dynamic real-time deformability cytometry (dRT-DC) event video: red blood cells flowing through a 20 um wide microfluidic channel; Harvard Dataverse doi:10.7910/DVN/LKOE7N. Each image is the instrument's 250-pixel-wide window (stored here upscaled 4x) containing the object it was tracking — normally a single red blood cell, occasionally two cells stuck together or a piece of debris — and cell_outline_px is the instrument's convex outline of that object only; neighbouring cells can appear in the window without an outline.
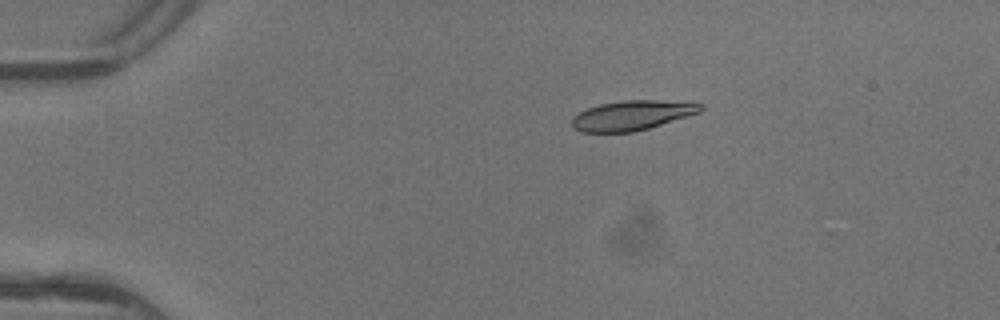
{"species": "common noctule bat (a hibernating species)", "species_latin": "Nyctalus noctula", "temperature_condition": "warm", "stored_images_in_passage": 5, "camera_frame_rate_fps": 3000, "um_per_image_px": 0.085, "animal": {"sex": "female"}, "frame": {"image": 1, "passage_image": 1, "time_ms": 0.0, "image_size_px": [1000, 320], "cell_outline_px": [[704, 108], [700, 112], [648, 128], [632, 132], [580, 132], [572, 128], [572, 116], [588, 108], [600, 104], [624, 100], [656, 100], [704, 104]], "centroid_in_image_um": [53.68, 9.81], "position_along_channel_um": 31.3, "area_um2": 22.08}}
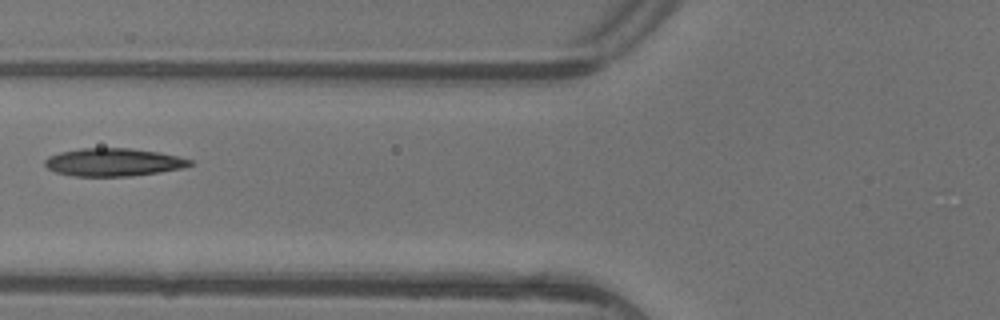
{"frame": {"image": 2, "passage_image": 4, "time_ms": 1.0, "image_size_px": [1000, 320], "cell_outline_px": [[196, 164], [180, 168], [160, 172], [132, 176], [72, 176], [56, 172], [48, 168], [44, 164], [44, 160], [48, 156], [60, 152], [80, 148], [132, 148], [160, 152], [180, 156], [192, 160]], "centroid_in_image_um": [9.66, 13.78], "position_along_channel_um": 116.1, "area_um2": 23.81}}
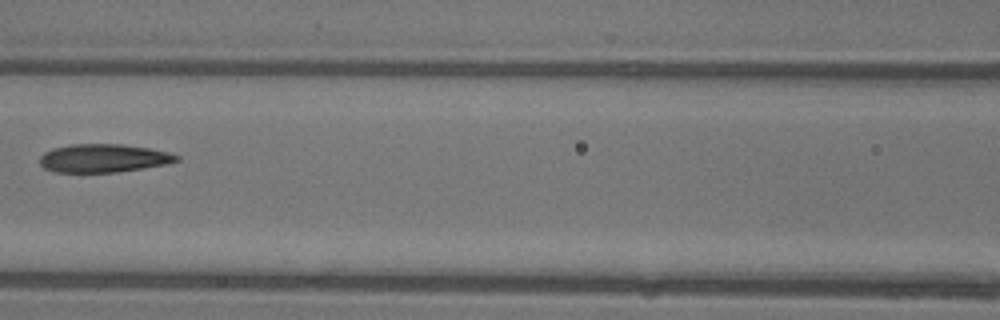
{"frame": {"image": 3, "passage_image": 5, "time_ms": 1.333, "image_size_px": [1000, 320], "cell_outline_px": [[180, 160], [168, 164], [144, 168], [116, 172], [56, 172], [44, 168], [40, 164], [40, 156], [44, 152], [52, 148], [72, 144], [120, 144], [148, 148], [168, 152], [180, 156]], "centroid_in_image_um": [8.8, 13.45], "position_along_channel_um": 157.8, "area_um2": 22.6}}